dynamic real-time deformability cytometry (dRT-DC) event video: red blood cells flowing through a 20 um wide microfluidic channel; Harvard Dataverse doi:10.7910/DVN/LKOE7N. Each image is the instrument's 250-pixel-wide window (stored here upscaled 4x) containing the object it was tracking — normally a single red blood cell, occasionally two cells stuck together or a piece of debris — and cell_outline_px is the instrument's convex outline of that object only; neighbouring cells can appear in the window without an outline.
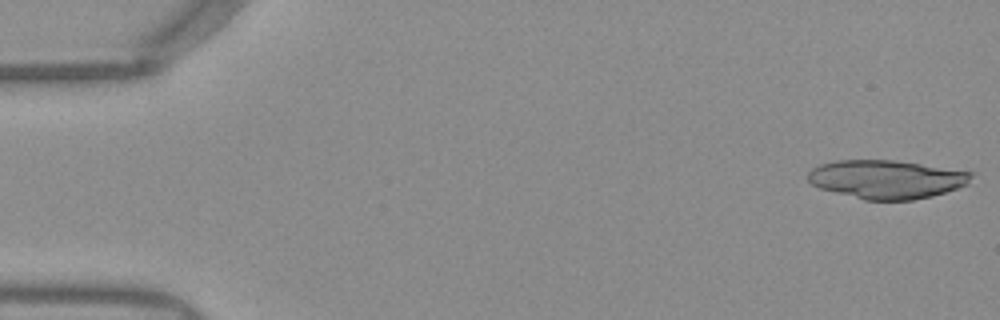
{"species": "Egyptian fruit bat (a non-hibernating species)", "species_latin": "Rousettus aegyptiacus", "temperature_condition": "warm", "stored_images_in_passage": 17, "camera_frame_rate_fps": 3000, "um_per_image_px": 0.085, "frame": {"image": 1, "passage_image": 1, "time_ms": 0.0, "image_size_px": [1000, 320], "cell_outline_px": [[972, 176], [968, 184], [932, 196], [912, 200], [864, 200], [820, 188], [812, 184], [808, 180], [808, 172], [812, 168], [820, 164], [836, 160], [892, 160], [920, 164], [972, 172]], "centroid_in_image_um": [75.32, 15.24], "position_along_channel_um": 9.7, "area_um2": 36.41}}